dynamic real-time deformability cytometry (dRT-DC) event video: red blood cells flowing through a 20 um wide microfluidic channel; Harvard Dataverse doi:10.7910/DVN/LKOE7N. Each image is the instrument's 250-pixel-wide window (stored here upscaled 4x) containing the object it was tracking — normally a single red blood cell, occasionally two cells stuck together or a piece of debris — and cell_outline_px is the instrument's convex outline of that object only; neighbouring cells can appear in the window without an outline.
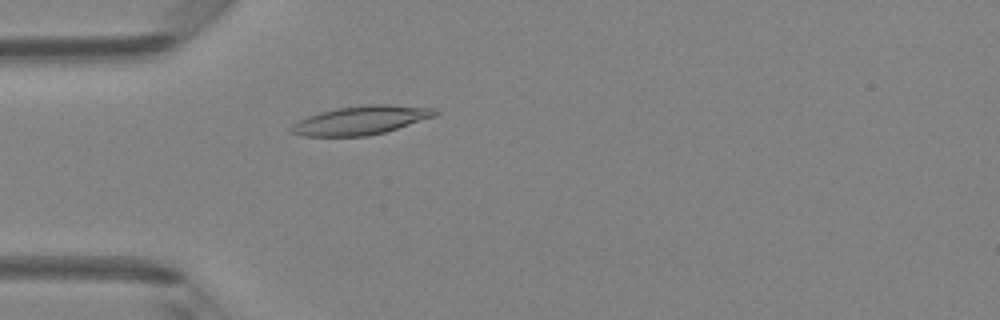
{"species": "Egyptian fruit bat (a non-hibernating species)", "species_latin": "Rousettus aegyptiacus", "temperature_condition": "room temperature", "stored_images_in_passage": 34, "camera_frame_rate_fps": 3000, "um_per_image_px": 0.085, "animal": {"sex": "female"}, "frame": {"image": 1, "passage_image": 4, "time_ms": 1.0, "image_size_px": [1000, 320], "cell_outline_px": [[440, 112], [436, 116], [384, 132], [368, 136], [304, 136], [292, 132], [288, 128], [300, 120], [308, 116], [320, 112], [336, 108], [368, 104], [388, 104], [436, 108]], "centroid_in_image_um": [30.72, 10.21], "position_along_channel_um": 54.3, "area_um2": 23.99}}
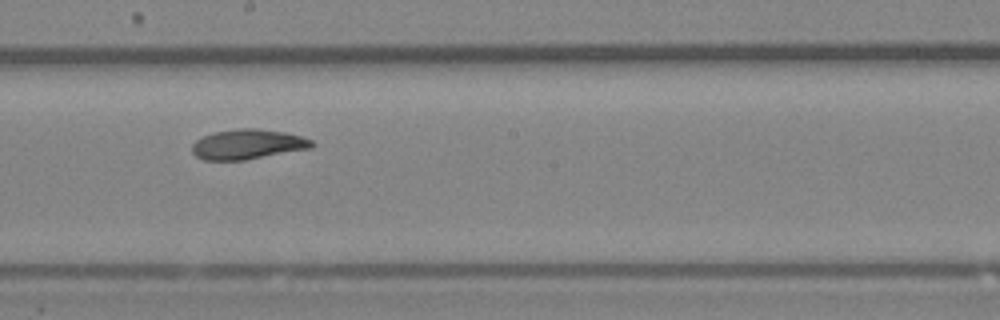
{"frame": {"image": 2, "passage_image": 17, "time_ms": 5.333, "image_size_px": [1000, 320], "cell_outline_px": [[316, 144], [312, 148], [244, 160], [204, 160], [196, 156], [192, 152], [192, 144], [196, 140], [204, 136], [216, 132], [240, 128], [256, 128], [284, 132], [300, 136], [312, 140]], "centroid_in_image_um": [21.07, 12.27], "position_along_channel_um": 227.1, "area_um2": 20.81}}
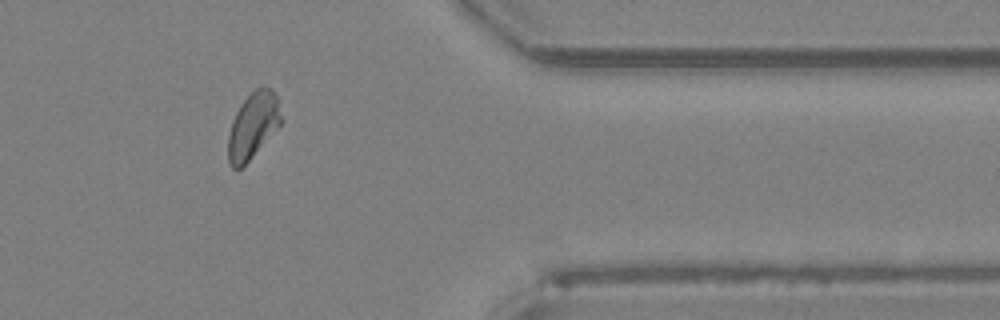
{"frame": {"image": 3, "passage_image": 30, "time_ms": 9.667, "image_size_px": [1000, 320], "cell_outline_px": [[284, 120], [248, 160], [240, 168], [232, 168], [228, 160], [228, 136], [232, 120], [236, 112], [244, 100], [256, 88], [272, 88], [276, 96]], "centroid_in_image_um": [21.5, 10.65], "position_along_channel_um": 389.9, "area_um2": 19.94}, "authors_computed_cell_mechanics": {"area_um2": 20.808, "velocity_mm_per_s": 4.176, "shape_relaxation_time_tau1_ms": 4.7776, "shape_relaxation_time_tau2_ms": 2.1398, "deformation_change_tau1": 0.1609, "deformation_change_tau2": 0.0751}}